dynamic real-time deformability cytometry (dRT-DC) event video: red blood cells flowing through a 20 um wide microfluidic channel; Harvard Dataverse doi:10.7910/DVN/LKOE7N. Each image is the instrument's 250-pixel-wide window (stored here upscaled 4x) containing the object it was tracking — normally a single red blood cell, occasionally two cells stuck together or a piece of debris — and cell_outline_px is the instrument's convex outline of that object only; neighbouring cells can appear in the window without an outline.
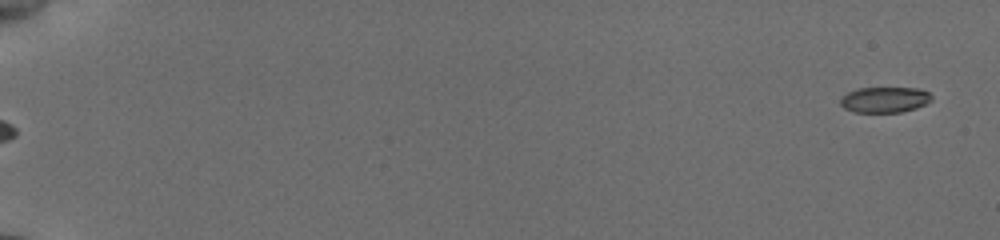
{"species": "common noctule bat (a hibernating species)", "species_latin": "Nyctalus noctula", "temperature_condition": "cold", "stored_images_in_passage": 17, "camera_frame_rate_fps": 3000, "um_per_image_px": 0.085, "animal": {"sex": "female", "body_mass_g": 19.5, "forearm_length_mm": 54.1}, "frame": {"image": 1, "passage_image": 1, "time_ms": 0.0, "image_size_px": [1000, 240], "cell_outline_px": [[932, 100], [916, 108], [900, 112], [852, 112], [844, 108], [840, 104], [840, 100], [848, 92], [856, 88], [920, 88], [928, 92], [932, 96]], "centroid_in_image_um": [75.2, 8.47], "position_along_channel_um": 9.8, "area_um2": 13.64}}